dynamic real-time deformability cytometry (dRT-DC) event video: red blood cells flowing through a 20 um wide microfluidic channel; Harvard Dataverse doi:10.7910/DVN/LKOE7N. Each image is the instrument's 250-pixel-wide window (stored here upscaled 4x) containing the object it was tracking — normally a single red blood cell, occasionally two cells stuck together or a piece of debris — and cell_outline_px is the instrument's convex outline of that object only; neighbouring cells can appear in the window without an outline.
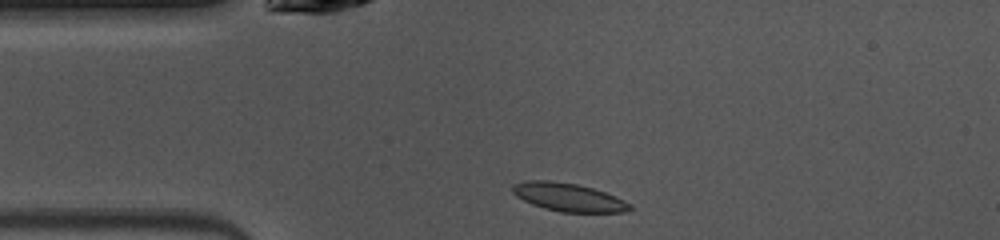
{"species": "common noctule bat (a hibernating species)", "species_latin": "Nyctalus noctula", "temperature_condition": "warm", "stored_images_in_passage": 35, "camera_frame_rate_fps": 3000, "um_per_image_px": 0.085, "animal": {"sex": "female", "body_mass_g": 10.0, "forearm_length_mm": 53.1}, "frame": {"image": 1, "passage_image": 1, "time_ms": 0.0, "image_size_px": [1000, 240], "cell_outline_px": [[632, 208], [624, 212], [560, 212], [544, 208], [532, 204], [516, 196], [512, 192], [512, 184], [524, 180], [548, 180], [576, 184], [592, 188], [616, 196], [632, 204]], "centroid_in_image_um": [48.3, 16.76], "position_along_channel_um": 36.7, "area_um2": 19.31}}
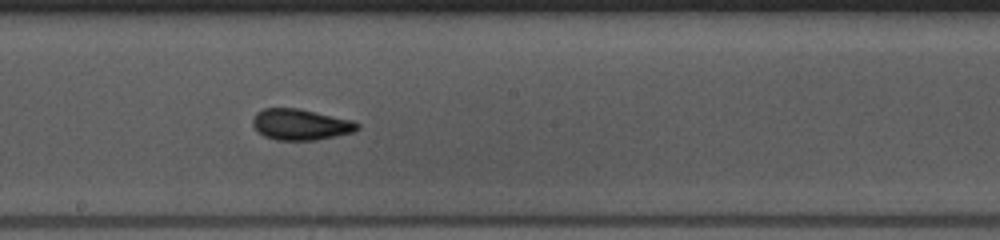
{"frame": {"image": 2, "passage_image": 16, "time_ms": 5.0, "image_size_px": [1000, 240], "cell_outline_px": [[360, 128], [352, 132], [336, 136], [316, 140], [276, 140], [264, 136], [256, 132], [252, 124], [252, 120], [256, 112], [264, 108], [300, 108], [352, 120], [360, 124]], "centroid_in_image_um": [25.52, 10.58], "position_along_channel_um": 222.7, "area_um2": 19.13}}
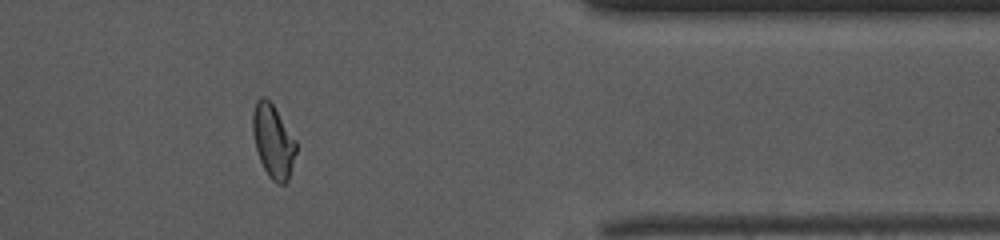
{"frame": {"image": 3, "passage_image": 30, "time_ms": 9.667, "image_size_px": [1000, 240], "cell_outline_px": [[296, 152], [288, 180], [284, 184], [276, 184], [268, 176], [260, 160], [256, 148], [252, 132], [252, 112], [256, 100], [260, 96], [264, 96], [272, 104], [296, 140]], "centroid_in_image_um": [23.2, 12.0], "position_along_channel_um": 388.2, "area_um2": 18.5}, "authors_computed_cell_mechanics": {"area_um2": 18.496, "velocity_mm_per_s": 4.0702, "shape_relaxation_time_tau1_ms": 2.4727, "shape_relaxation_time_tau2_ms": 1.1575, "deformation_change_tau1": 0.125, "deformation_change_tau2": 0.0641}}